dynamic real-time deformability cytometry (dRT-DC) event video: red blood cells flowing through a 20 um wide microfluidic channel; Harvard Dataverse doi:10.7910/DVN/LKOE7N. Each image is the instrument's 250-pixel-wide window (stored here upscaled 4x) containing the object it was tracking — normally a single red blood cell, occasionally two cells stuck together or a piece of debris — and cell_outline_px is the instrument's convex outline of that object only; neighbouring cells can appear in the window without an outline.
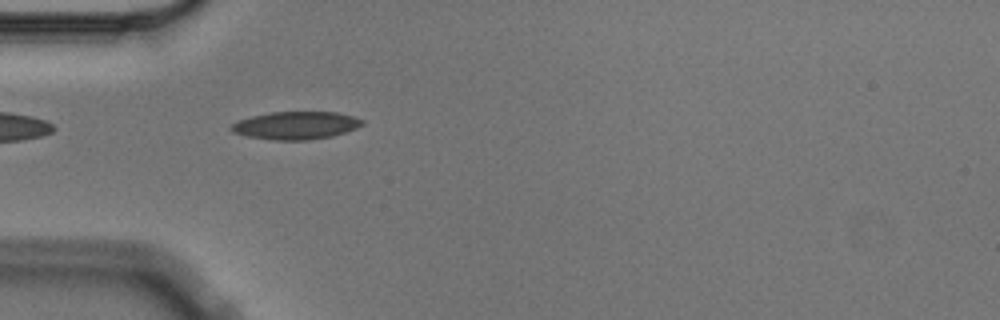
{"species": "Egyptian fruit bat (a non-hibernating species)", "species_latin": "Rousettus aegyptiacus", "temperature_condition": "cold", "stored_images_in_passage": 4, "camera_frame_rate_fps": 3000, "um_per_image_px": 0.085, "animal": {"sex": "male"}, "frame": {"image": 1, "passage_image": 3, "time_ms": 0.667, "image_size_px": [1000, 320], "cell_outline_px": [[364, 124], [356, 128], [332, 136], [308, 140], [272, 140], [248, 136], [232, 132], [228, 128], [236, 120], [252, 116], [272, 112], [336, 112], [352, 116], [364, 120]], "centroid_in_image_um": [25.12, 10.66], "position_along_channel_um": 59.9, "area_um2": 21.21}}
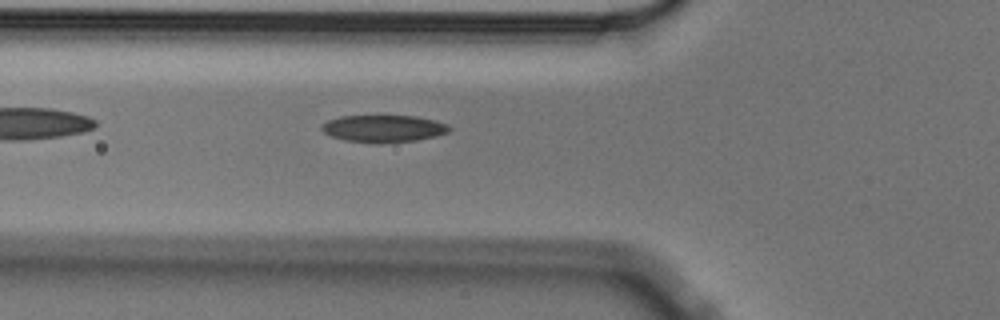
{"frame": {"image": 2, "passage_image": 4, "time_ms": 1.0, "image_size_px": [1000, 320], "cell_outline_px": [[452, 128], [448, 132], [436, 136], [416, 140], [380, 144], [376, 144], [344, 140], [332, 136], [324, 132], [320, 128], [320, 124], [328, 120], [340, 116], [380, 112], [416, 116], [436, 120], [448, 124]], "centroid_in_image_um": [32.58, 10.87], "position_along_channel_um": 93.2, "area_um2": 21.56}}